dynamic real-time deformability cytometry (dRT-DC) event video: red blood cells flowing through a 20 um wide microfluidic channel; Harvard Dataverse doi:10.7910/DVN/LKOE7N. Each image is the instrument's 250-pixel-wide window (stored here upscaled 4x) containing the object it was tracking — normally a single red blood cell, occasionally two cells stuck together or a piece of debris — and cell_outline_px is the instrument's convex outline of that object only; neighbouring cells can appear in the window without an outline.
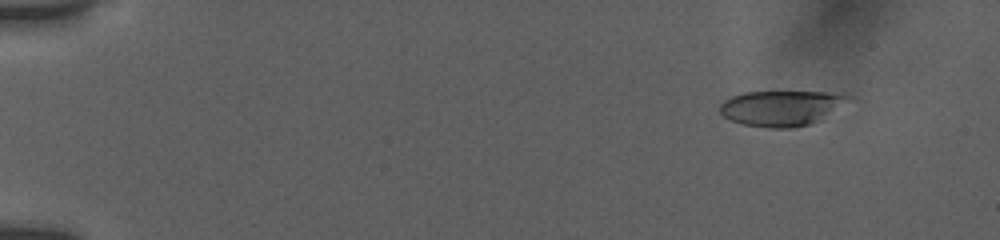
{"species": "human", "species_latin": "Homo sapiens", "temperature_condition": "room temperature", "stored_images_in_passage": 55, "camera_frame_rate_fps": 3000, "um_per_image_px": 0.085, "donor": {"sex": "female"}, "frame": {"image": 1, "passage_image": 6, "time_ms": 1.667, "image_size_px": [1000, 240], "cell_outline_px": [[852, 96], [816, 120], [808, 124], [792, 128], [772, 128], [744, 124], [732, 120], [724, 116], [720, 112], [720, 104], [724, 100], [732, 96], [744, 92], [844, 92]], "centroid_in_image_um": [66.34, 9.16], "position_along_channel_um": 18.7, "area_um2": 25.72}}
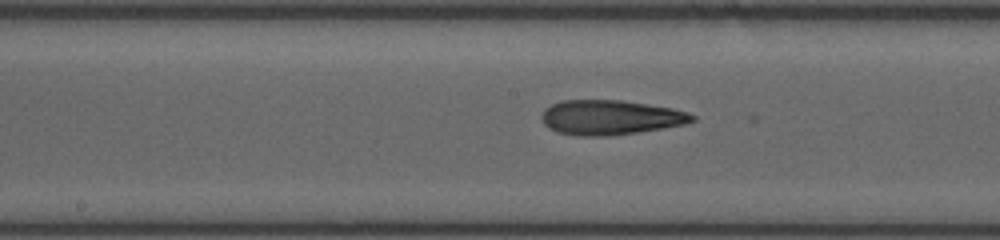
{"frame": {"image": 2, "passage_image": 30, "time_ms": 9.667, "image_size_px": [1000, 240], "cell_outline_px": [[696, 120], [684, 124], [636, 132], [608, 136], [576, 136], [556, 132], [548, 128], [544, 124], [540, 116], [544, 108], [552, 104], [564, 100], [620, 100], [672, 108], [688, 112], [696, 116]], "centroid_in_image_um": [51.83, 9.98], "position_along_channel_um": 196.4, "area_um2": 30.46}}
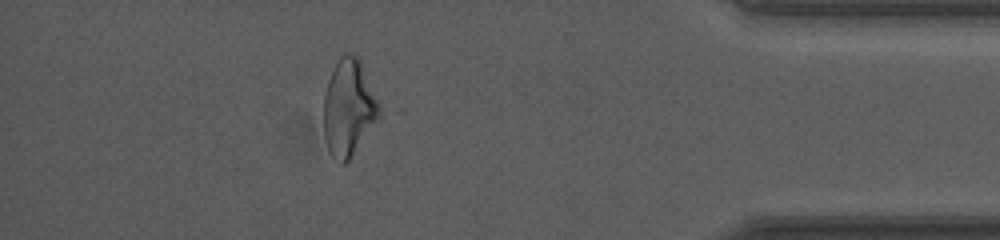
{"frame": {"image": 3, "passage_image": 49, "time_ms": 16.0, "image_size_px": [1000, 240], "cell_outline_px": [[384, 108], [380, 116], [348, 160], [344, 164], [340, 164], [328, 148], [324, 136], [324, 96], [328, 80], [332, 68], [340, 56], [356, 56], [360, 60]], "centroid_in_image_um": [29.67, 9.14], "position_along_channel_um": 405.5, "area_um2": 31.21}, "authors_computed_cell_mechanics": {"area_um2": 29.3624, "velocity_mm_per_s": 3.8592, "shape_relaxation_time_tau1_ms": 10.3114, "shape_relaxation_time_tau2_ms": 3.3805, "deformation_change_tau1": 0.2645, "deformation_change_tau2": 0.1541}}